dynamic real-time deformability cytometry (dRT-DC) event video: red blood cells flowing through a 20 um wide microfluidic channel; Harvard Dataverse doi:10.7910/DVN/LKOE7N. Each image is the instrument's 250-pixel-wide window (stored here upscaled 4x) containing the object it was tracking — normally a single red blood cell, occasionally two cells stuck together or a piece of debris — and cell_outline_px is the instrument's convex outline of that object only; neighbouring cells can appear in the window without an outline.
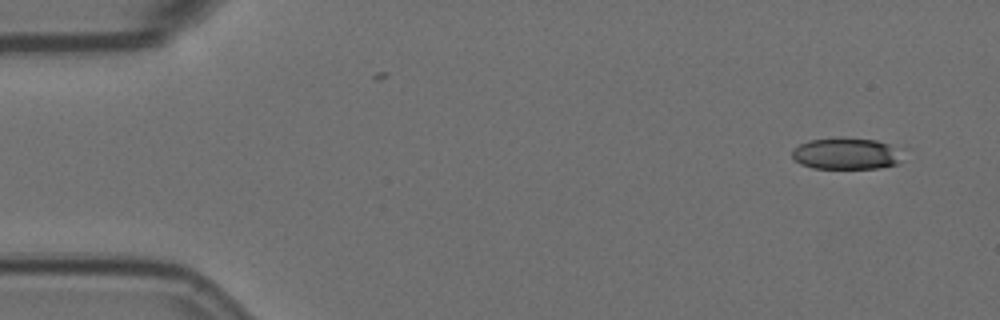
{"species": "Egyptian fruit bat (a non-hibernating species)", "species_latin": "Rousettus aegyptiacus", "temperature_condition": "room temperature", "stored_images_in_passage": 50, "camera_frame_rate_fps": 3000, "um_per_image_px": 0.085, "animal": {"sex": "female"}, "frame": {"image": 1, "passage_image": 1, "time_ms": 0.0, "image_size_px": [1000, 320], "cell_outline_px": [[900, 160], [896, 164], [876, 168], [812, 168], [800, 164], [792, 156], [792, 148], [808, 140], [844, 136], [876, 140], [888, 144]], "centroid_in_image_um": [71.78, 13.04], "position_along_channel_um": 13.2, "area_um2": 20.06}}
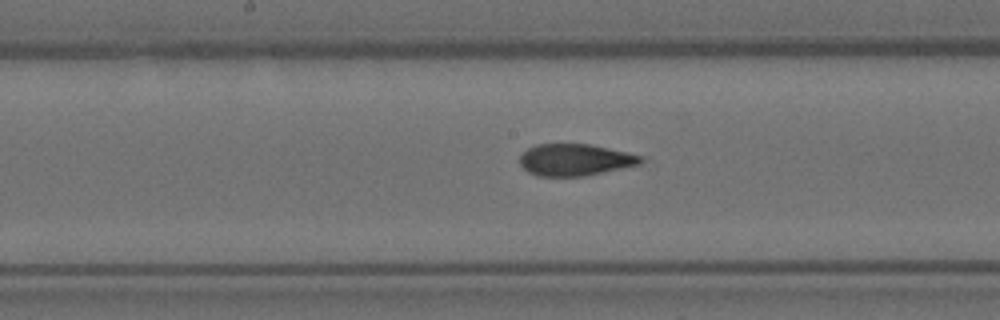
{"frame": {"image": 2, "passage_image": 26, "time_ms": 8.333, "image_size_px": [1000, 320], "cell_outline_px": [[640, 164], [584, 176], [536, 176], [528, 172], [520, 164], [520, 156], [528, 148], [536, 144], [588, 144], [624, 152], [640, 156]], "centroid_in_image_um": [48.79, 13.59], "position_along_channel_um": 199.4, "area_um2": 21.96}}
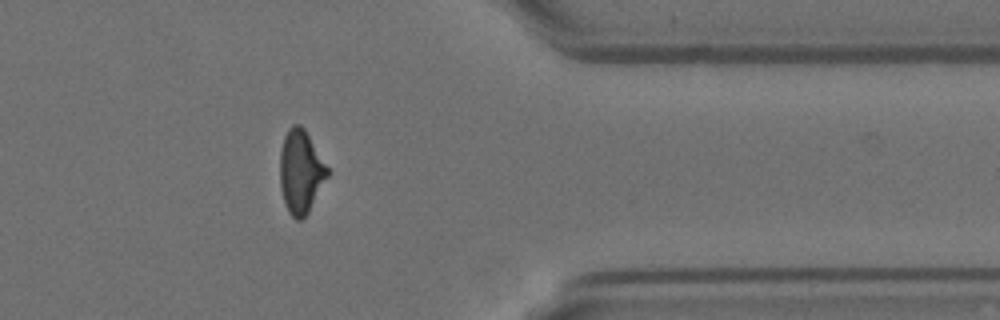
{"frame": {"image": 3, "passage_image": 43, "time_ms": 14.0, "image_size_px": [1000, 320], "cell_outline_px": [[328, 176], [308, 212], [300, 220], [296, 220], [288, 212], [284, 200], [280, 184], [280, 152], [284, 136], [288, 128], [292, 124], [300, 124], [304, 128], [328, 168]], "centroid_in_image_um": [25.55, 14.57], "position_along_channel_um": 385.9, "area_um2": 22.77}}